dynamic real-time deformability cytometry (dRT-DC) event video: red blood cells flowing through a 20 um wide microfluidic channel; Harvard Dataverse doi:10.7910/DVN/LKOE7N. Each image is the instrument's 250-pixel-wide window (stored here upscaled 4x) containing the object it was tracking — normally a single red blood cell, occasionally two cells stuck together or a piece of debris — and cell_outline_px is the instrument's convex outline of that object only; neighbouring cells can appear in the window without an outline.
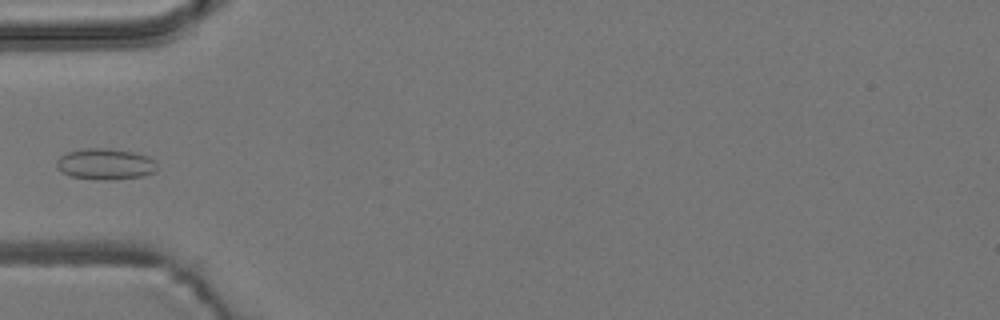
{"species": "common noctule bat (a hibernating species)", "species_latin": "Nyctalus noctula", "temperature_condition": "room temperature", "stored_images_in_passage": 8, "camera_frame_rate_fps": 3000, "um_per_image_px": 0.085, "animal": {"sex": "male", "body_mass_g": 19.2, "forearm_length_mm": 51.8}, "frame": {"image": 1, "passage_image": 6, "time_ms": 6.0, "image_size_px": [1000, 320], "cell_outline_px": [[156, 172], [144, 176], [112, 180], [108, 180], [72, 176], [60, 172], [56, 168], [56, 160], [60, 156], [68, 152], [80, 148], [108, 148], [136, 152], [148, 156], [152, 160], [156, 168]], "centroid_in_image_um": [8.93, 13.93], "position_along_channel_um": 76.1, "area_um2": 18.32}}
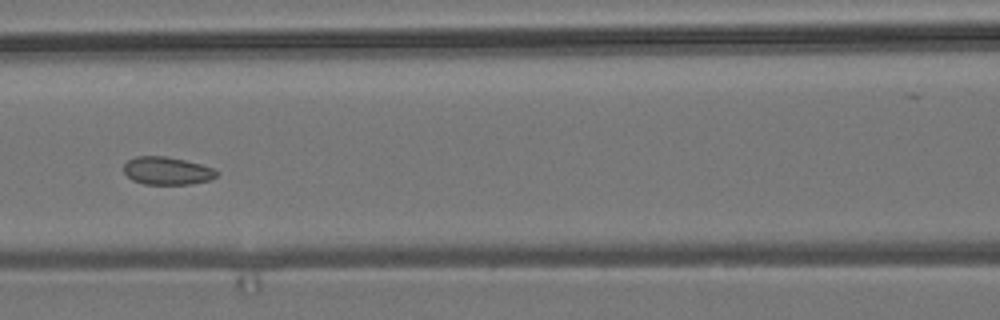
{"frame": {"image": 2, "passage_image": 8, "time_ms": 8.0, "image_size_px": [1000, 320], "cell_outline_px": [[220, 172], [216, 176], [208, 180], [188, 184], [144, 184], [132, 180], [124, 172], [124, 164], [128, 160], [136, 156], [164, 156], [184, 160], [200, 164], [212, 168]], "centroid_in_image_um": [14.18, 14.51], "position_along_channel_um": 152.4, "area_um2": 14.91}}